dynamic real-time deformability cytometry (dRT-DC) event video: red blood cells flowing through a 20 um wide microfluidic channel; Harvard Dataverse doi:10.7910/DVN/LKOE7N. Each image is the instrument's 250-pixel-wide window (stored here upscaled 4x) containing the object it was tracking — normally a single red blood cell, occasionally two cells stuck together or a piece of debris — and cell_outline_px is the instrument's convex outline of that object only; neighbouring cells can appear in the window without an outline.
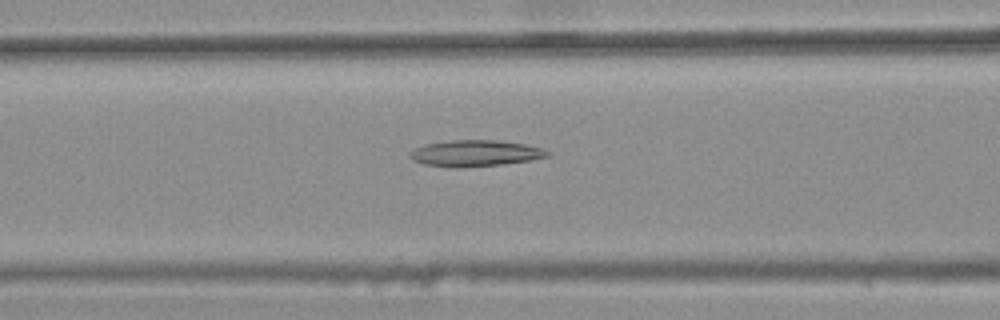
{"species": "common noctule bat (a hibernating species)", "species_latin": "Nyctalus noctula", "temperature_condition": "warm", "stored_images_in_passage": 37, "camera_frame_rate_fps": 3000, "um_per_image_px": 0.085, "animal": {"sex": "female", "body_mass_g": 25.1}, "frame": {"image": 1, "passage_image": 12, "time_ms": 3.667, "image_size_px": [1000, 320], "cell_outline_px": [[552, 156], [528, 160], [500, 164], [456, 168], [452, 168], [424, 164], [412, 160], [408, 156], [408, 152], [412, 148], [424, 144], [452, 140], [500, 140], [524, 144], [544, 148], [552, 152]], "centroid_in_image_um": [40.37, 13.02], "position_along_channel_um": 126.2, "area_um2": 21.33}}
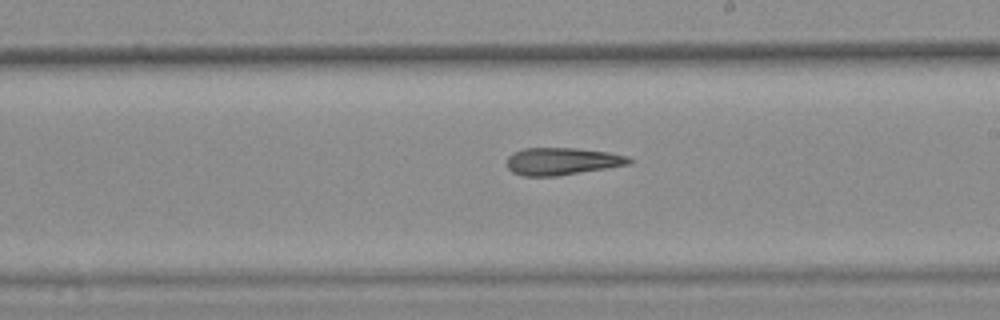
{"frame": {"image": 2, "passage_image": 21, "time_ms": 6.667, "image_size_px": [1000, 320], "cell_outline_px": [[636, 160], [632, 164], [556, 176], [524, 176], [512, 172], [508, 168], [508, 156], [512, 152], [524, 148], [576, 148], [608, 152], [628, 156]], "centroid_in_image_um": [47.81, 13.7], "position_along_channel_um": 241.2, "area_um2": 19.59}}
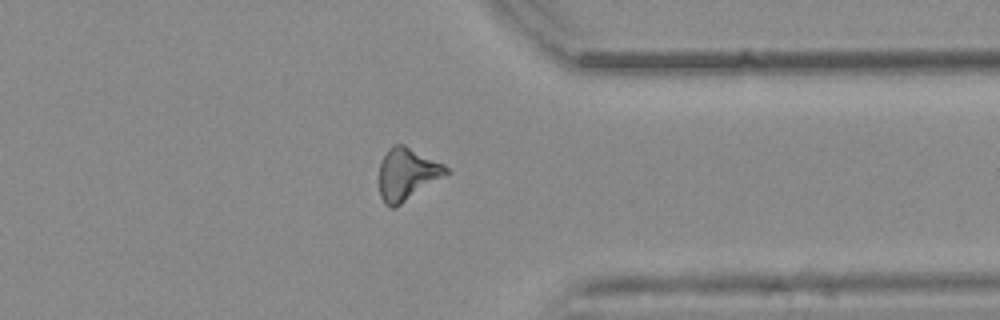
{"frame": {"image": 3, "passage_image": 32, "time_ms": 10.333, "image_size_px": [1000, 320], "cell_outline_px": [[452, 172], [396, 208], [392, 208], [384, 204], [380, 196], [380, 160], [388, 148], [392, 144], [404, 144], [444, 164]], "centroid_in_image_um": [34.62, 14.81], "position_along_channel_um": 376.8, "area_um2": 20.75}}